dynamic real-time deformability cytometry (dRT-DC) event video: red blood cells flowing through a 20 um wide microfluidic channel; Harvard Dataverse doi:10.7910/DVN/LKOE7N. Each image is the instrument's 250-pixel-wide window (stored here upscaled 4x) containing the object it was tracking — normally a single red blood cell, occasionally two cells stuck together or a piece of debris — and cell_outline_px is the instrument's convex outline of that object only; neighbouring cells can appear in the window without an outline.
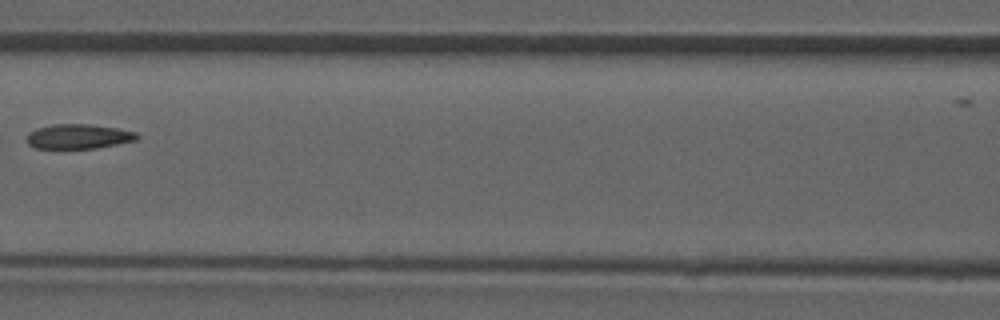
{"species": "common noctule bat (a hibernating species)", "species_latin": "Nyctalus noctula", "temperature_condition": "room temperature", "stored_images_in_passage": 6, "camera_frame_rate_fps": 3000, "um_per_image_px": 0.085, "animal": {"sex": "male", "forearm_length_mm": 52.5}, "frame": {"image": 1, "passage_image": 6, "time_ms": 6.0, "image_size_px": [1000, 320], "cell_outline_px": [[140, 136], [136, 140], [96, 148], [36, 148], [28, 144], [28, 132], [36, 128], [52, 124], [88, 124], [116, 128], [136, 132]], "centroid_in_image_um": [6.66, 11.59], "position_along_channel_um": 159.9, "area_um2": 15.72}}